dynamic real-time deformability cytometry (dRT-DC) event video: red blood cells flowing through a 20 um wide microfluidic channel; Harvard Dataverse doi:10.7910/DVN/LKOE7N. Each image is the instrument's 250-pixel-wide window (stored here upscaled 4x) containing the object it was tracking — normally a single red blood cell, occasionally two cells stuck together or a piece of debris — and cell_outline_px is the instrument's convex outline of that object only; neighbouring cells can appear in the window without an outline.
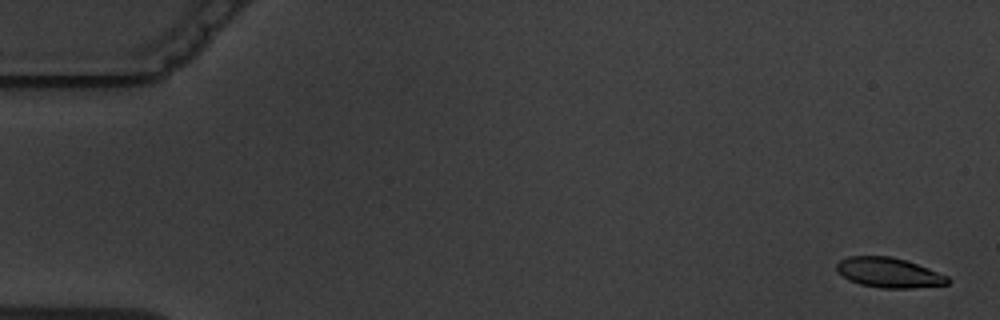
{"species": "common noctule bat (a hibernating species)", "species_latin": "Nyctalus noctula", "temperature_condition": "warm", "stored_images_in_passage": 8, "camera_frame_rate_fps": 3000, "um_per_image_px": 0.085, "animal": {"sex": "male", "body_mass_g": 19.5, "forearm_length_mm": 54.6}, "frame": {"image": 1, "passage_image": 1, "time_ms": 0.0, "image_size_px": [1000, 320], "cell_outline_px": [[952, 280], [948, 284], [912, 288], [880, 288], [860, 284], [848, 280], [836, 272], [836, 264], [840, 260], [848, 256], [892, 256], [928, 268], [948, 276]], "centroid_in_image_um": [75.53, 23.18], "position_along_channel_um": 9.5, "area_um2": 19.48}}
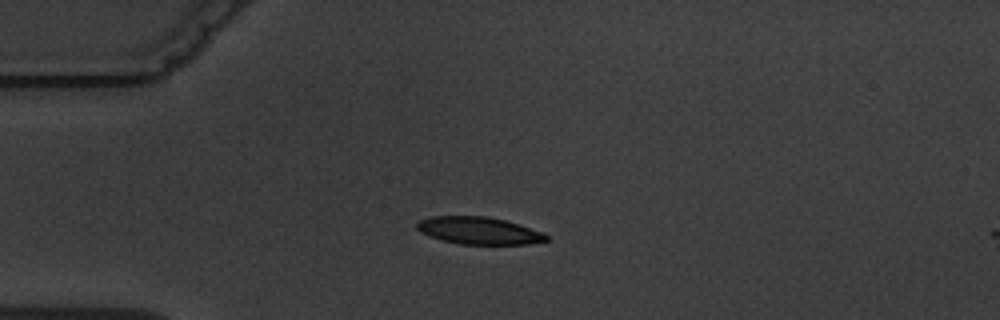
{"frame": {"image": 2, "passage_image": 4, "time_ms": 4.333, "image_size_px": [1000, 320], "cell_outline_px": [[548, 240], [528, 244], [460, 244], [440, 240], [420, 232], [416, 228], [416, 224], [420, 220], [432, 216], [484, 216], [504, 220], [544, 232], [548, 236]], "centroid_in_image_um": [40.69, 19.61], "position_along_channel_um": 44.3, "area_um2": 20.52}}